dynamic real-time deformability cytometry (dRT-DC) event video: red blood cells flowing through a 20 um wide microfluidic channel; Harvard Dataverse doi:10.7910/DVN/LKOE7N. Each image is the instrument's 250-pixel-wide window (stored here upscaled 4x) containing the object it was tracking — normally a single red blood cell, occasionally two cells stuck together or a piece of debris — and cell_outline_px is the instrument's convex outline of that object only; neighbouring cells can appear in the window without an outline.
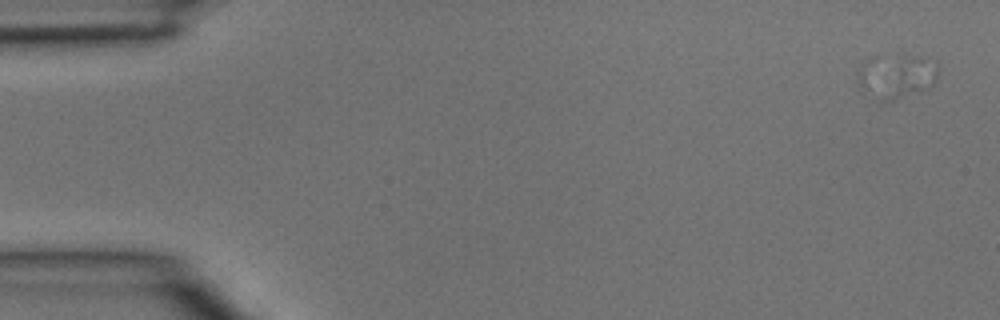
{"species": "common noctule bat (a hibernating species)", "species_latin": "Nyctalus noctula", "temperature_condition": "room temperature", "stored_images_in_passage": 3, "segment_of_instrument_passage": [1, 2], "camera_frame_rate_fps": 3000, "um_per_image_px": 0.085, "animal": {"sex": "male", "body_mass_g": 15.6}, "frame": {"image": 1, "passage_image": 1, "time_ms": 0.0, "image_size_px": [1000, 320], "cell_outline_px": [[936, 72], [932, 84], [928, 88], [892, 100], [880, 100], [904, 60], [936, 60]], "centroid_in_image_um": [77.44, 6.69], "position_along_channel_um": 7.6, "area_um2": 10.12}}